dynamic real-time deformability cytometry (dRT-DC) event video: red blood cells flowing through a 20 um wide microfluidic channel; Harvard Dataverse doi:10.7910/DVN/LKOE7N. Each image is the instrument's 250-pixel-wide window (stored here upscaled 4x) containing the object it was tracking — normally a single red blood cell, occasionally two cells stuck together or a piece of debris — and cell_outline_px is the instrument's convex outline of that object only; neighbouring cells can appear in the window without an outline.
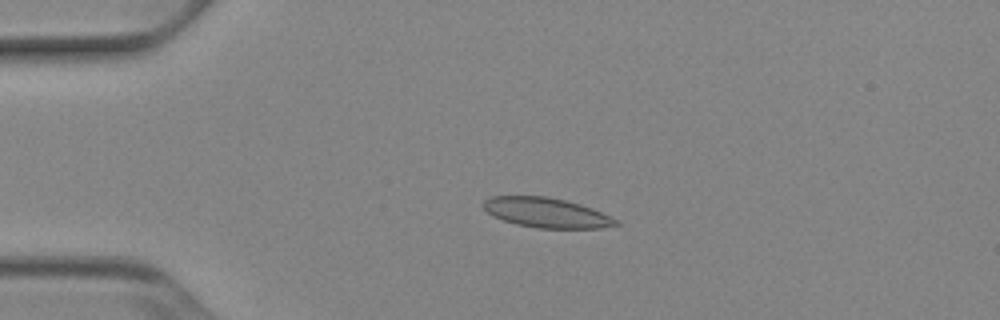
{"species": "Egyptian fruit bat (a non-hibernating species)", "species_latin": "Rousettus aegyptiacus", "temperature_condition": "cold", "stored_images_in_passage": 52, "camera_frame_rate_fps": 3000, "um_per_image_px": 0.085, "animal": {"sex": "female"}, "frame": {"image": 1, "passage_image": 12, "time_ms": 3.667, "image_size_px": [1000, 320], "cell_outline_px": [[620, 224], [600, 228], [536, 228], [516, 224], [492, 216], [484, 208], [484, 200], [492, 196], [548, 196], [580, 204], [592, 208], [616, 220]], "centroid_in_image_um": [46.42, 18.07], "position_along_channel_um": 38.6, "area_um2": 22.77}}
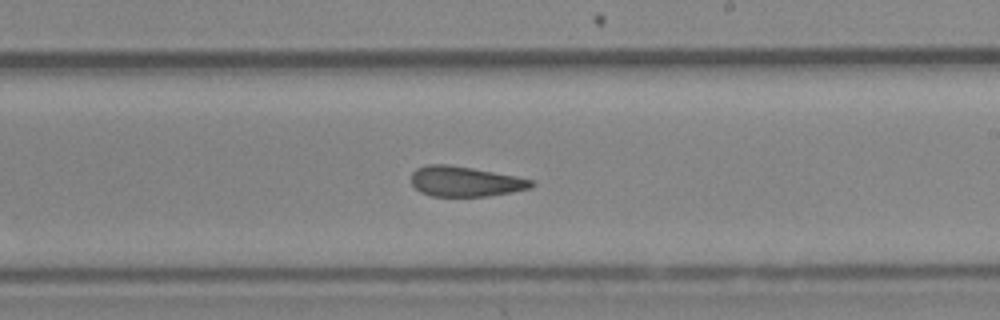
{"frame": {"image": 2, "passage_image": 31, "time_ms": 10.0, "image_size_px": [1000, 320], "cell_outline_px": [[536, 184], [532, 188], [512, 192], [488, 196], [432, 196], [420, 192], [412, 184], [412, 172], [416, 168], [428, 164], [448, 164], [472, 168], [516, 176], [532, 180]], "centroid_in_image_um": [39.55, 15.42], "position_along_channel_um": 249.5, "area_um2": 21.15}}
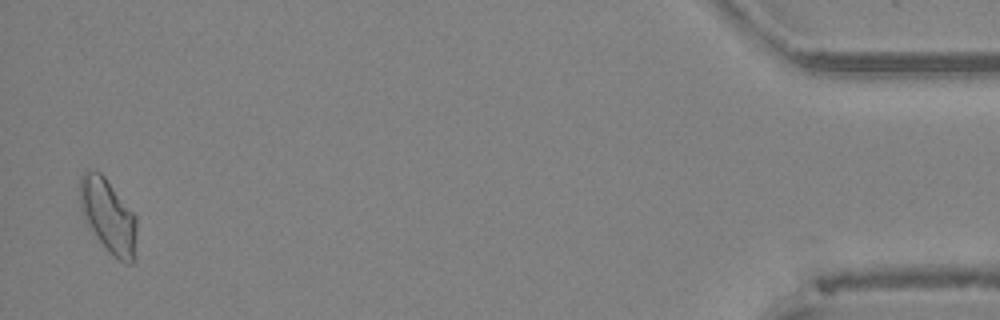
{"frame": {"image": 3, "passage_image": 51, "time_ms": 16.667, "image_size_px": [1000, 320], "cell_outline_px": [[136, 232], [132, 264], [124, 264], [96, 236], [84, 220], [80, 208], [80, 176], [84, 172], [100, 172], [104, 176], [136, 216]], "centroid_in_image_um": [9.18, 18.32], "position_along_channel_um": 426.0, "area_um2": 23.7}, "authors_computed_cell_mechanics": {"area_um2": 22.3975, "velocity_mm_per_s": 3.9017, "shape_relaxation_time_tau1_ms": null, "shape_relaxation_time_tau2_ms": 2.9435, "deformation_change_tau1": null, "deformation_change_tau2": 0.0844}}